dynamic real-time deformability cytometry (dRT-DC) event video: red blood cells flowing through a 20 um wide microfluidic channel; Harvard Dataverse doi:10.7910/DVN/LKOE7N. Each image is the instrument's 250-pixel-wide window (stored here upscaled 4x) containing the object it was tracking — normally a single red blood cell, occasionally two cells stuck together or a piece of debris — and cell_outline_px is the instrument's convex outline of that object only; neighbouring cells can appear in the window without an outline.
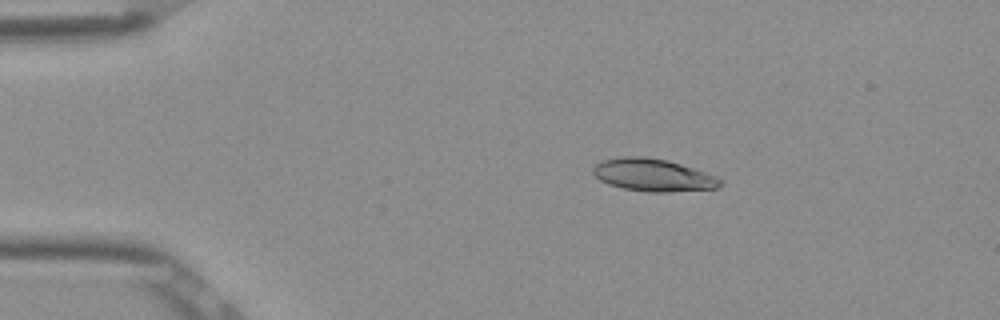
{"species": "Egyptian fruit bat (a non-hibernating species)", "species_latin": "Rousettus aegyptiacus", "temperature_condition": "room temperature", "stored_images_in_passage": 53, "camera_frame_rate_fps": 3000, "um_per_image_px": 0.085, "frame": {"image": 1, "passage_image": 10, "time_ms": 3.0, "image_size_px": [1000, 320], "cell_outline_px": [[724, 184], [716, 188], [668, 192], [648, 192], [624, 188], [608, 184], [600, 180], [592, 172], [592, 168], [596, 164], [604, 160], [624, 156], [644, 156], [668, 160], [716, 176], [724, 180]], "centroid_in_image_um": [55.53, 14.88], "position_along_channel_um": 29.5, "area_um2": 24.04}}
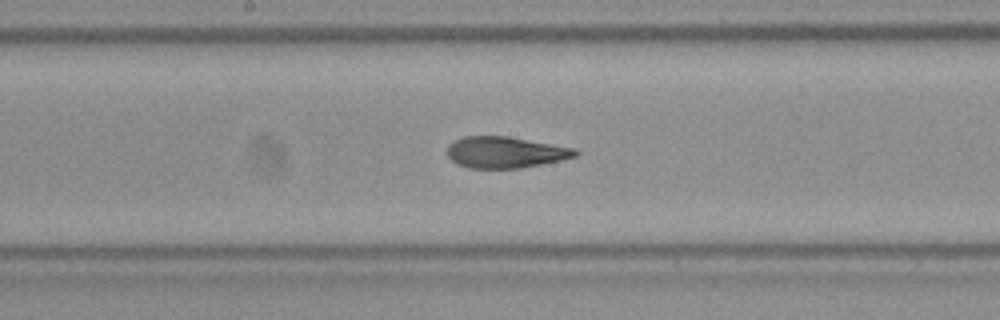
{"frame": {"image": 2, "passage_image": 28, "time_ms": 9.0, "image_size_px": [1000, 320], "cell_outline_px": [[580, 152], [576, 156], [560, 160], [520, 168], [468, 168], [456, 164], [448, 156], [448, 144], [452, 140], [464, 136], [508, 136], [576, 148]], "centroid_in_image_um": [42.93, 12.94], "position_along_channel_um": 205.3, "area_um2": 23.47}}
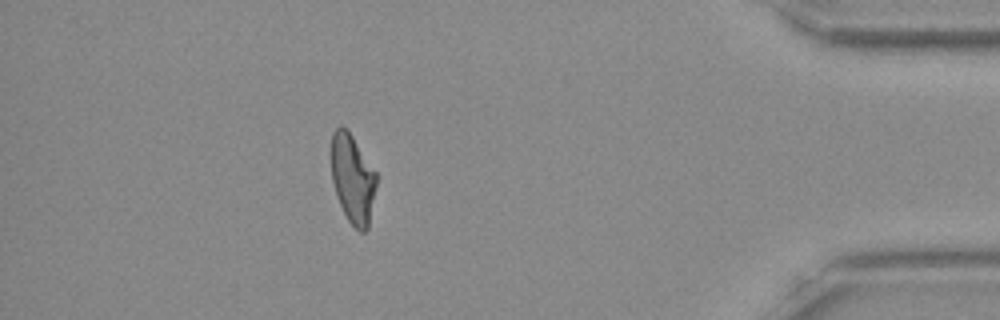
{"frame": {"image": 3, "passage_image": 47, "time_ms": 15.333, "image_size_px": [1000, 320], "cell_outline_px": [[376, 184], [368, 228], [364, 232], [360, 232], [348, 220], [340, 204], [332, 180], [332, 132], [340, 124], [352, 136], [376, 172]], "centroid_in_image_um": [29.98, 15.2], "position_along_channel_um": 405.2, "area_um2": 22.83}, "authors_computed_cell_mechanics": {"area_um2": 23.8714, "velocity_mm_per_s": 3.9067, "shape_relaxation_time_tau1_ms": 8.9339, "shape_relaxation_time_tau2_ms": 2.0823, "deformation_change_tau1": 0.2632, "deformation_change_tau2": 0.0986}}